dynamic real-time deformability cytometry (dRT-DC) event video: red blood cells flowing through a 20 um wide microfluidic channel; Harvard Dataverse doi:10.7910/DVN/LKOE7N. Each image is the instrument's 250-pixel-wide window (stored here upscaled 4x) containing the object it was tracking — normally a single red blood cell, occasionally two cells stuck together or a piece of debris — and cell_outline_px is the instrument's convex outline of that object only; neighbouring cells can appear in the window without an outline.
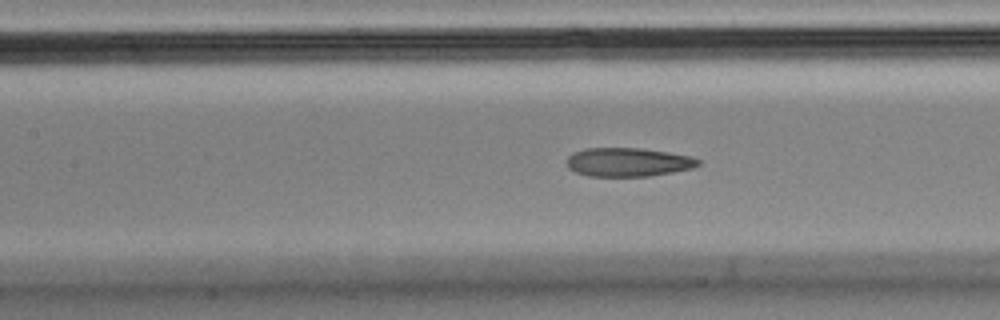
{"species": "Egyptian fruit bat (a non-hibernating species)", "species_latin": "Rousettus aegyptiacus", "temperature_condition": "cold", "stored_images_in_passage": 14, "camera_frame_rate_fps": 3000, "um_per_image_px": 0.085, "animal": {"sex": "male"}, "frame": {"image": 1, "passage_image": 12, "time_ms": 3.667, "image_size_px": [1000, 320], "cell_outline_px": [[700, 164], [692, 168], [672, 172], [648, 176], [588, 176], [576, 172], [568, 168], [568, 156], [572, 152], [584, 148], [640, 148], [668, 152], [692, 156], [700, 160]], "centroid_in_image_um": [53.38, 13.77], "position_along_channel_um": 154.0, "area_um2": 22.02}}